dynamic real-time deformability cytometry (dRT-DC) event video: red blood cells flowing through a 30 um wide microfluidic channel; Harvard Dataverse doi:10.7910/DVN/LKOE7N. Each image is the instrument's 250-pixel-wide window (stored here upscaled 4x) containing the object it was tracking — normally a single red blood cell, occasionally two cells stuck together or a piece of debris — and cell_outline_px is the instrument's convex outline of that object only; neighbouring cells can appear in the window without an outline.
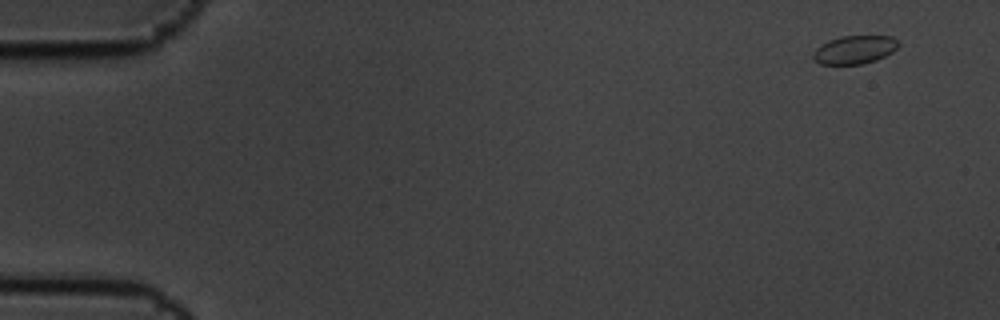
{"species": "common noctule bat (a hibernating species)", "species_latin": "Nyctalus noctula", "temperature_condition": "cold", "stored_images_in_passage": 5, "camera_frame_rate_fps": 3000, "um_per_image_px": 0.085, "animal": {"sex": "male", "body_mass_g": 19.5, "forearm_length_mm": 54.6}, "frame": {"image": 1, "passage_image": 1, "time_ms": 0.0, "image_size_px": [1000, 320], "cell_outline_px": [[900, 44], [892, 52], [876, 60], [860, 64], [820, 64], [812, 60], [812, 52], [820, 44], [828, 40], [840, 36], [892, 36]], "centroid_in_image_um": [72.59, 4.22], "position_along_channel_um": 12.4, "area_um2": 14.16}}
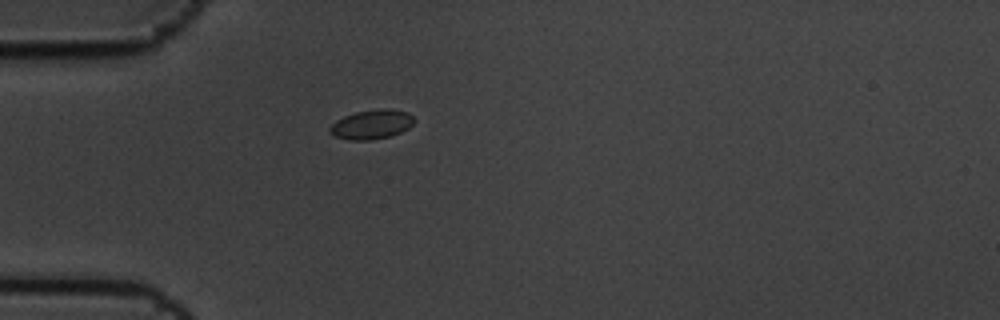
{"frame": {"image": 2, "passage_image": 5, "time_ms": 1.333, "image_size_px": [1000, 320], "cell_outline_px": [[416, 120], [408, 128], [392, 136], [372, 140], [348, 140], [336, 136], [328, 132], [328, 128], [336, 120], [344, 116], [356, 112], [380, 108], [392, 108], [408, 112]], "centroid_in_image_um": [31.6, 10.57], "position_along_channel_um": 53.4, "area_um2": 14.62}}